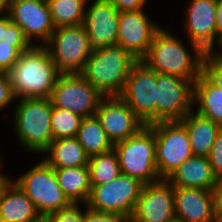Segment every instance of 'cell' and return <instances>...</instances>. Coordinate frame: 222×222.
Masks as SVG:
<instances>
[{"label":"cell","mask_w":222,"mask_h":222,"mask_svg":"<svg viewBox=\"0 0 222 222\" xmlns=\"http://www.w3.org/2000/svg\"><path fill=\"white\" fill-rule=\"evenodd\" d=\"M213 85L222 89V59L208 56L206 53L202 60L201 72Z\"/></svg>","instance_id":"31"},{"label":"cell","mask_w":222,"mask_h":222,"mask_svg":"<svg viewBox=\"0 0 222 222\" xmlns=\"http://www.w3.org/2000/svg\"><path fill=\"white\" fill-rule=\"evenodd\" d=\"M156 86L157 72L138 60L119 95L146 126L156 123Z\"/></svg>","instance_id":"10"},{"label":"cell","mask_w":222,"mask_h":222,"mask_svg":"<svg viewBox=\"0 0 222 222\" xmlns=\"http://www.w3.org/2000/svg\"><path fill=\"white\" fill-rule=\"evenodd\" d=\"M174 187L166 180L144 184L129 222H174Z\"/></svg>","instance_id":"13"},{"label":"cell","mask_w":222,"mask_h":222,"mask_svg":"<svg viewBox=\"0 0 222 222\" xmlns=\"http://www.w3.org/2000/svg\"><path fill=\"white\" fill-rule=\"evenodd\" d=\"M13 99H15V96L12 91L8 73L2 72L0 73V110L11 104V102L14 101Z\"/></svg>","instance_id":"35"},{"label":"cell","mask_w":222,"mask_h":222,"mask_svg":"<svg viewBox=\"0 0 222 222\" xmlns=\"http://www.w3.org/2000/svg\"><path fill=\"white\" fill-rule=\"evenodd\" d=\"M10 181H11V179L9 178V176L7 177L6 175H4L0 172V195H1V192L3 191V189L5 188V186Z\"/></svg>","instance_id":"42"},{"label":"cell","mask_w":222,"mask_h":222,"mask_svg":"<svg viewBox=\"0 0 222 222\" xmlns=\"http://www.w3.org/2000/svg\"><path fill=\"white\" fill-rule=\"evenodd\" d=\"M8 14L11 21L22 29L30 44L34 37L43 41L41 46L49 42L55 27L47 2L10 0Z\"/></svg>","instance_id":"14"},{"label":"cell","mask_w":222,"mask_h":222,"mask_svg":"<svg viewBox=\"0 0 222 222\" xmlns=\"http://www.w3.org/2000/svg\"><path fill=\"white\" fill-rule=\"evenodd\" d=\"M173 187L212 191L218 183L207 157L195 156L183 162L166 179Z\"/></svg>","instance_id":"20"},{"label":"cell","mask_w":222,"mask_h":222,"mask_svg":"<svg viewBox=\"0 0 222 222\" xmlns=\"http://www.w3.org/2000/svg\"><path fill=\"white\" fill-rule=\"evenodd\" d=\"M149 126L155 133L157 173L161 179H167L193 156L187 130L180 121H162Z\"/></svg>","instance_id":"8"},{"label":"cell","mask_w":222,"mask_h":222,"mask_svg":"<svg viewBox=\"0 0 222 222\" xmlns=\"http://www.w3.org/2000/svg\"><path fill=\"white\" fill-rule=\"evenodd\" d=\"M30 43H6L0 40V73L8 72L19 59L21 53L28 51Z\"/></svg>","instance_id":"30"},{"label":"cell","mask_w":222,"mask_h":222,"mask_svg":"<svg viewBox=\"0 0 222 222\" xmlns=\"http://www.w3.org/2000/svg\"><path fill=\"white\" fill-rule=\"evenodd\" d=\"M216 44H217V47L220 48L218 49V52L217 51L214 52L213 49H210L206 54L211 57L222 59V51H221L222 50V32L218 35Z\"/></svg>","instance_id":"40"},{"label":"cell","mask_w":222,"mask_h":222,"mask_svg":"<svg viewBox=\"0 0 222 222\" xmlns=\"http://www.w3.org/2000/svg\"><path fill=\"white\" fill-rule=\"evenodd\" d=\"M40 222H47L44 218Z\"/></svg>","instance_id":"45"},{"label":"cell","mask_w":222,"mask_h":222,"mask_svg":"<svg viewBox=\"0 0 222 222\" xmlns=\"http://www.w3.org/2000/svg\"><path fill=\"white\" fill-rule=\"evenodd\" d=\"M90 185L109 183L121 174L117 154L114 149L89 158Z\"/></svg>","instance_id":"28"},{"label":"cell","mask_w":222,"mask_h":222,"mask_svg":"<svg viewBox=\"0 0 222 222\" xmlns=\"http://www.w3.org/2000/svg\"><path fill=\"white\" fill-rule=\"evenodd\" d=\"M45 153L49 156L43 160L54 169L88 166L89 157L76 137L52 140Z\"/></svg>","instance_id":"23"},{"label":"cell","mask_w":222,"mask_h":222,"mask_svg":"<svg viewBox=\"0 0 222 222\" xmlns=\"http://www.w3.org/2000/svg\"><path fill=\"white\" fill-rule=\"evenodd\" d=\"M95 115L113 145L134 136L146 126L120 97H104Z\"/></svg>","instance_id":"15"},{"label":"cell","mask_w":222,"mask_h":222,"mask_svg":"<svg viewBox=\"0 0 222 222\" xmlns=\"http://www.w3.org/2000/svg\"><path fill=\"white\" fill-rule=\"evenodd\" d=\"M213 192V207H214V222H222V179L212 190Z\"/></svg>","instance_id":"38"},{"label":"cell","mask_w":222,"mask_h":222,"mask_svg":"<svg viewBox=\"0 0 222 222\" xmlns=\"http://www.w3.org/2000/svg\"><path fill=\"white\" fill-rule=\"evenodd\" d=\"M137 61L121 46H107L91 52L80 75L102 96L119 97Z\"/></svg>","instance_id":"2"},{"label":"cell","mask_w":222,"mask_h":222,"mask_svg":"<svg viewBox=\"0 0 222 222\" xmlns=\"http://www.w3.org/2000/svg\"><path fill=\"white\" fill-rule=\"evenodd\" d=\"M119 12H138L145 6L146 0H109Z\"/></svg>","instance_id":"37"},{"label":"cell","mask_w":222,"mask_h":222,"mask_svg":"<svg viewBox=\"0 0 222 222\" xmlns=\"http://www.w3.org/2000/svg\"><path fill=\"white\" fill-rule=\"evenodd\" d=\"M174 206L179 222H214L212 191L174 187Z\"/></svg>","instance_id":"19"},{"label":"cell","mask_w":222,"mask_h":222,"mask_svg":"<svg viewBox=\"0 0 222 222\" xmlns=\"http://www.w3.org/2000/svg\"><path fill=\"white\" fill-rule=\"evenodd\" d=\"M180 122L185 126L193 155L208 157L221 127L197 112H188Z\"/></svg>","instance_id":"22"},{"label":"cell","mask_w":222,"mask_h":222,"mask_svg":"<svg viewBox=\"0 0 222 222\" xmlns=\"http://www.w3.org/2000/svg\"><path fill=\"white\" fill-rule=\"evenodd\" d=\"M121 174L139 180L142 184L161 180L157 173L155 133L144 126L137 134L114 144Z\"/></svg>","instance_id":"5"},{"label":"cell","mask_w":222,"mask_h":222,"mask_svg":"<svg viewBox=\"0 0 222 222\" xmlns=\"http://www.w3.org/2000/svg\"><path fill=\"white\" fill-rule=\"evenodd\" d=\"M217 0H191L187 7L186 30L193 52L205 54L214 48Z\"/></svg>","instance_id":"17"},{"label":"cell","mask_w":222,"mask_h":222,"mask_svg":"<svg viewBox=\"0 0 222 222\" xmlns=\"http://www.w3.org/2000/svg\"><path fill=\"white\" fill-rule=\"evenodd\" d=\"M33 1L48 2V0H33Z\"/></svg>","instance_id":"44"},{"label":"cell","mask_w":222,"mask_h":222,"mask_svg":"<svg viewBox=\"0 0 222 222\" xmlns=\"http://www.w3.org/2000/svg\"><path fill=\"white\" fill-rule=\"evenodd\" d=\"M42 219L34 203L11 180L0 195V220L5 222H40Z\"/></svg>","instance_id":"21"},{"label":"cell","mask_w":222,"mask_h":222,"mask_svg":"<svg viewBox=\"0 0 222 222\" xmlns=\"http://www.w3.org/2000/svg\"><path fill=\"white\" fill-rule=\"evenodd\" d=\"M10 0H0V14H6L9 9Z\"/></svg>","instance_id":"43"},{"label":"cell","mask_w":222,"mask_h":222,"mask_svg":"<svg viewBox=\"0 0 222 222\" xmlns=\"http://www.w3.org/2000/svg\"><path fill=\"white\" fill-rule=\"evenodd\" d=\"M14 112L19 142L32 153L43 152L53 140L50 98L21 99Z\"/></svg>","instance_id":"4"},{"label":"cell","mask_w":222,"mask_h":222,"mask_svg":"<svg viewBox=\"0 0 222 222\" xmlns=\"http://www.w3.org/2000/svg\"><path fill=\"white\" fill-rule=\"evenodd\" d=\"M13 182L34 203L42 218L72 203L60 188L54 168L44 160Z\"/></svg>","instance_id":"6"},{"label":"cell","mask_w":222,"mask_h":222,"mask_svg":"<svg viewBox=\"0 0 222 222\" xmlns=\"http://www.w3.org/2000/svg\"><path fill=\"white\" fill-rule=\"evenodd\" d=\"M55 28L84 23L87 0H48Z\"/></svg>","instance_id":"27"},{"label":"cell","mask_w":222,"mask_h":222,"mask_svg":"<svg viewBox=\"0 0 222 222\" xmlns=\"http://www.w3.org/2000/svg\"><path fill=\"white\" fill-rule=\"evenodd\" d=\"M45 47L60 74H80L92 52L83 24L55 28Z\"/></svg>","instance_id":"7"},{"label":"cell","mask_w":222,"mask_h":222,"mask_svg":"<svg viewBox=\"0 0 222 222\" xmlns=\"http://www.w3.org/2000/svg\"><path fill=\"white\" fill-rule=\"evenodd\" d=\"M104 98L80 74H60L50 96L52 106L69 110L81 117L96 114Z\"/></svg>","instance_id":"11"},{"label":"cell","mask_w":222,"mask_h":222,"mask_svg":"<svg viewBox=\"0 0 222 222\" xmlns=\"http://www.w3.org/2000/svg\"><path fill=\"white\" fill-rule=\"evenodd\" d=\"M216 32H217V37L222 32V0H217V7H216Z\"/></svg>","instance_id":"39"},{"label":"cell","mask_w":222,"mask_h":222,"mask_svg":"<svg viewBox=\"0 0 222 222\" xmlns=\"http://www.w3.org/2000/svg\"><path fill=\"white\" fill-rule=\"evenodd\" d=\"M1 41L6 43H30L22 29L12 21L3 29V38Z\"/></svg>","instance_id":"36"},{"label":"cell","mask_w":222,"mask_h":222,"mask_svg":"<svg viewBox=\"0 0 222 222\" xmlns=\"http://www.w3.org/2000/svg\"><path fill=\"white\" fill-rule=\"evenodd\" d=\"M83 222H129V219L116 213H101L87 208L84 211Z\"/></svg>","instance_id":"34"},{"label":"cell","mask_w":222,"mask_h":222,"mask_svg":"<svg viewBox=\"0 0 222 222\" xmlns=\"http://www.w3.org/2000/svg\"><path fill=\"white\" fill-rule=\"evenodd\" d=\"M84 212L79 208V203H71L69 206L47 215V222H83Z\"/></svg>","instance_id":"32"},{"label":"cell","mask_w":222,"mask_h":222,"mask_svg":"<svg viewBox=\"0 0 222 222\" xmlns=\"http://www.w3.org/2000/svg\"><path fill=\"white\" fill-rule=\"evenodd\" d=\"M194 82L175 75L157 73L156 122L180 121L193 110Z\"/></svg>","instance_id":"12"},{"label":"cell","mask_w":222,"mask_h":222,"mask_svg":"<svg viewBox=\"0 0 222 222\" xmlns=\"http://www.w3.org/2000/svg\"><path fill=\"white\" fill-rule=\"evenodd\" d=\"M209 163L218 180L222 179V128L218 132L208 155Z\"/></svg>","instance_id":"33"},{"label":"cell","mask_w":222,"mask_h":222,"mask_svg":"<svg viewBox=\"0 0 222 222\" xmlns=\"http://www.w3.org/2000/svg\"><path fill=\"white\" fill-rule=\"evenodd\" d=\"M60 188L72 203H86L91 190L88 166L54 169Z\"/></svg>","instance_id":"25"},{"label":"cell","mask_w":222,"mask_h":222,"mask_svg":"<svg viewBox=\"0 0 222 222\" xmlns=\"http://www.w3.org/2000/svg\"><path fill=\"white\" fill-rule=\"evenodd\" d=\"M143 185L135 178L120 174L109 183L91 186L85 206L96 212L122 214L130 219Z\"/></svg>","instance_id":"9"},{"label":"cell","mask_w":222,"mask_h":222,"mask_svg":"<svg viewBox=\"0 0 222 222\" xmlns=\"http://www.w3.org/2000/svg\"><path fill=\"white\" fill-rule=\"evenodd\" d=\"M82 118L79 114L52 106L51 128L53 140L76 137Z\"/></svg>","instance_id":"29"},{"label":"cell","mask_w":222,"mask_h":222,"mask_svg":"<svg viewBox=\"0 0 222 222\" xmlns=\"http://www.w3.org/2000/svg\"><path fill=\"white\" fill-rule=\"evenodd\" d=\"M193 103L196 112L222 128V89L213 85L202 73L194 82Z\"/></svg>","instance_id":"24"},{"label":"cell","mask_w":222,"mask_h":222,"mask_svg":"<svg viewBox=\"0 0 222 222\" xmlns=\"http://www.w3.org/2000/svg\"><path fill=\"white\" fill-rule=\"evenodd\" d=\"M119 14L109 0H95L85 10L83 25L92 51L117 44Z\"/></svg>","instance_id":"18"},{"label":"cell","mask_w":222,"mask_h":222,"mask_svg":"<svg viewBox=\"0 0 222 222\" xmlns=\"http://www.w3.org/2000/svg\"><path fill=\"white\" fill-rule=\"evenodd\" d=\"M76 138L89 158L114 147L96 115L82 118Z\"/></svg>","instance_id":"26"},{"label":"cell","mask_w":222,"mask_h":222,"mask_svg":"<svg viewBox=\"0 0 222 222\" xmlns=\"http://www.w3.org/2000/svg\"><path fill=\"white\" fill-rule=\"evenodd\" d=\"M11 22L10 16L7 12L6 15L0 14V40L3 38V29Z\"/></svg>","instance_id":"41"},{"label":"cell","mask_w":222,"mask_h":222,"mask_svg":"<svg viewBox=\"0 0 222 222\" xmlns=\"http://www.w3.org/2000/svg\"><path fill=\"white\" fill-rule=\"evenodd\" d=\"M203 56L204 54L191 56L181 40L161 28L155 34L142 61L157 73L175 75L195 82L202 72Z\"/></svg>","instance_id":"3"},{"label":"cell","mask_w":222,"mask_h":222,"mask_svg":"<svg viewBox=\"0 0 222 222\" xmlns=\"http://www.w3.org/2000/svg\"><path fill=\"white\" fill-rule=\"evenodd\" d=\"M143 12H120L117 44L142 60L148 53L155 34L161 29Z\"/></svg>","instance_id":"16"},{"label":"cell","mask_w":222,"mask_h":222,"mask_svg":"<svg viewBox=\"0 0 222 222\" xmlns=\"http://www.w3.org/2000/svg\"><path fill=\"white\" fill-rule=\"evenodd\" d=\"M15 98H50L60 73L45 46L33 45L21 53L7 72Z\"/></svg>","instance_id":"1"}]
</instances>
